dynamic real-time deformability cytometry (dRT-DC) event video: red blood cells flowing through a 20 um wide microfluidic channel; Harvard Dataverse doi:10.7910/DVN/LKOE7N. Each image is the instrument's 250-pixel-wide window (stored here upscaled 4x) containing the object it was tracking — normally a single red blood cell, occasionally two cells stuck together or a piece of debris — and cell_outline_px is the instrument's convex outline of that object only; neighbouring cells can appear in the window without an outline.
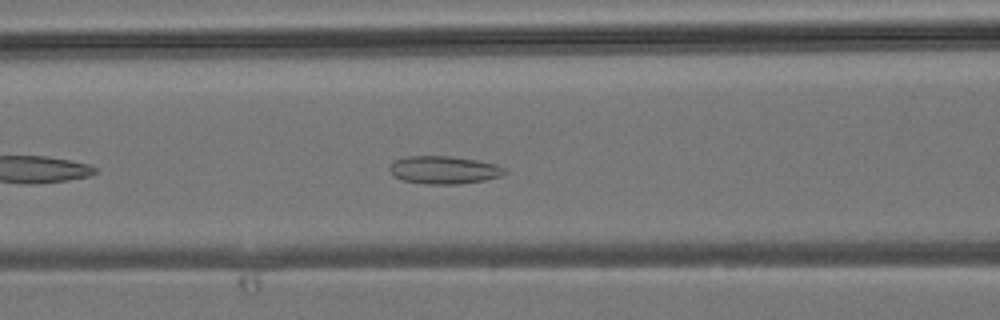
{"species": "common noctule bat (a hibernating species)", "species_latin": "Nyctalus noctula", "temperature_condition": "room temperature", "stored_images_in_passage": 32, "camera_frame_rate_fps": 3000, "um_per_image_px": 0.085, "animal": {"sex": "male", "body_mass_g": 19.2, "forearm_length_mm": 51.8}, "frame": {"image": 1, "passage_image": 7, "time_ms": 2.0, "image_size_px": [1000, 320], "cell_outline_px": [[508, 172], [500, 176], [484, 180], [460, 184], [424, 184], [404, 180], [396, 176], [388, 168], [392, 160], [408, 156], [452, 156], [476, 160], [496, 164], [504, 168]], "centroid_in_image_um": [37.73, 14.44], "position_along_channel_um": 128.9, "area_um2": 18.67}}
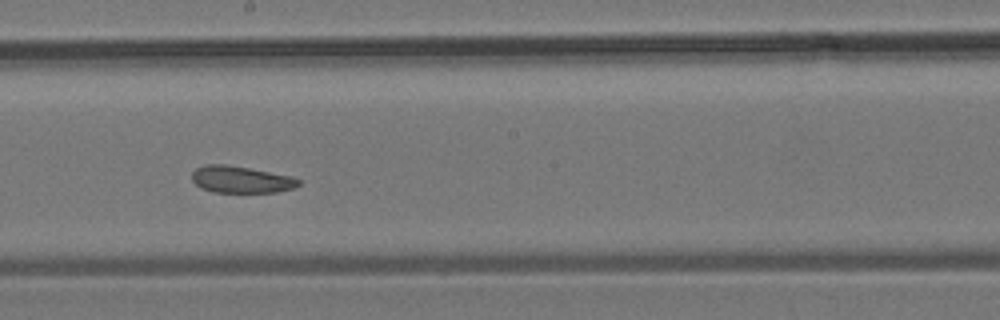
{"frame": {"image": 2, "passage_image": 13, "time_ms": 4.0, "image_size_px": [1000, 320], "cell_outline_px": [[300, 184], [296, 188], [276, 192], [212, 192], [200, 188], [192, 180], [192, 172], [196, 168], [204, 164], [224, 164], [248, 168], [292, 176], [300, 180]], "centroid_in_image_um": [20.48, 15.26], "position_along_channel_um": 227.7, "area_um2": 16.76}}
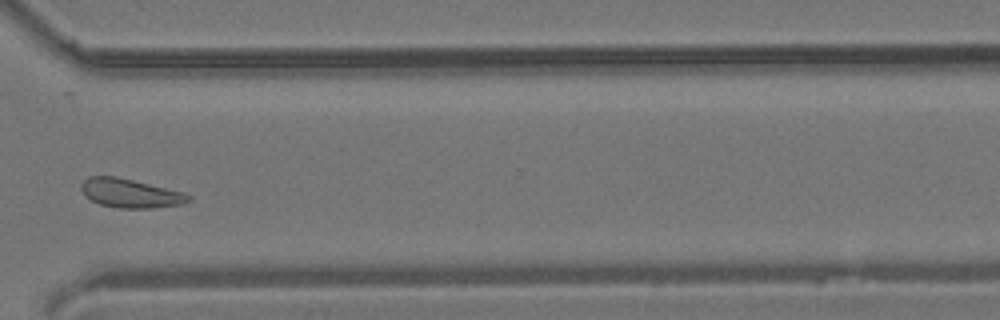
{"frame": {"image": 3, "passage_image": 21, "time_ms": 6.667, "image_size_px": [1000, 320], "cell_outline_px": [[192, 200], [184, 204], [152, 208], [120, 208], [100, 204], [84, 196], [80, 188], [80, 184], [88, 176], [116, 176], [184, 192], [192, 196]], "centroid_in_image_um": [11.09, 16.42], "position_along_channel_um": 359.5, "area_um2": 18.21}}